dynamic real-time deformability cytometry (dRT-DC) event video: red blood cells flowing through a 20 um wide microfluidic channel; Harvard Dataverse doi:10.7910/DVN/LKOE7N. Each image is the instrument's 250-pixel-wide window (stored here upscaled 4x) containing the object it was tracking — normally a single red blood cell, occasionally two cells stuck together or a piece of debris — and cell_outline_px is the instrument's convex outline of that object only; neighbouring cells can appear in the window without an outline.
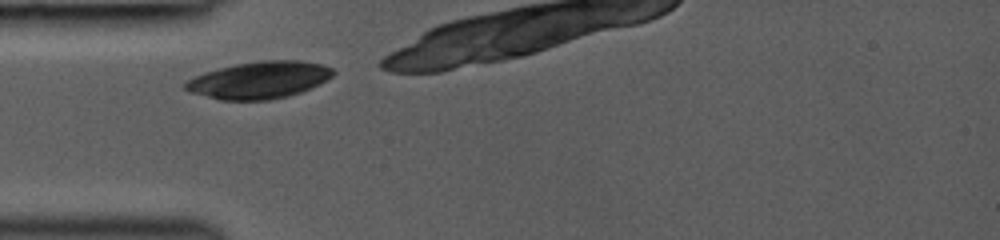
{"species": "common noctule bat (a hibernating species)", "species_latin": "Nyctalus noctula", "temperature_condition": "room temperature", "stored_images_in_passage": 3, "camera_frame_rate_fps": 3000, "um_per_image_px": 0.085, "animal": {"sex": "female", "body_mass_g": 19.0, "forearm_length_mm": 53.3}, "frame": {"image": 1, "passage_image": 1, "time_ms": 0.0, "image_size_px": [1000, 240], "cell_outline_px": [[336, 72], [332, 76], [312, 88], [288, 96], [268, 100], [220, 100], [192, 92], [184, 88], [184, 84], [188, 80], [204, 72], [236, 64], [260, 60], [300, 60], [324, 64], [332, 68]], "centroid_in_image_um": [22.08, 6.79], "position_along_channel_um": 62.9, "area_um2": 31.85}}